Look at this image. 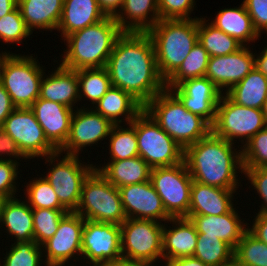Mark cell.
I'll return each instance as SVG.
<instances>
[{
	"mask_svg": "<svg viewBox=\"0 0 267 266\" xmlns=\"http://www.w3.org/2000/svg\"><path fill=\"white\" fill-rule=\"evenodd\" d=\"M84 223L85 219L75 212H68L61 219L55 234L41 245L46 266H65L71 263L69 260L81 257Z\"/></svg>",
	"mask_w": 267,
	"mask_h": 266,
	"instance_id": "5bb4252c",
	"label": "cell"
},
{
	"mask_svg": "<svg viewBox=\"0 0 267 266\" xmlns=\"http://www.w3.org/2000/svg\"><path fill=\"white\" fill-rule=\"evenodd\" d=\"M0 225L16 242L34 240L32 208L26 200L9 198L4 205Z\"/></svg>",
	"mask_w": 267,
	"mask_h": 266,
	"instance_id": "4dcf8cb0",
	"label": "cell"
},
{
	"mask_svg": "<svg viewBox=\"0 0 267 266\" xmlns=\"http://www.w3.org/2000/svg\"><path fill=\"white\" fill-rule=\"evenodd\" d=\"M220 266H243L241 263H239L235 258H233L231 261L222 264Z\"/></svg>",
	"mask_w": 267,
	"mask_h": 266,
	"instance_id": "680465c9",
	"label": "cell"
},
{
	"mask_svg": "<svg viewBox=\"0 0 267 266\" xmlns=\"http://www.w3.org/2000/svg\"><path fill=\"white\" fill-rule=\"evenodd\" d=\"M32 35L23 20L20 10L16 7L12 12L0 18V42L21 43Z\"/></svg>",
	"mask_w": 267,
	"mask_h": 266,
	"instance_id": "7bdbcfd3",
	"label": "cell"
},
{
	"mask_svg": "<svg viewBox=\"0 0 267 266\" xmlns=\"http://www.w3.org/2000/svg\"><path fill=\"white\" fill-rule=\"evenodd\" d=\"M105 68L112 86L130 93L143 106L166 90V81L160 75L154 45L147 33L123 32Z\"/></svg>",
	"mask_w": 267,
	"mask_h": 266,
	"instance_id": "6da1fadb",
	"label": "cell"
},
{
	"mask_svg": "<svg viewBox=\"0 0 267 266\" xmlns=\"http://www.w3.org/2000/svg\"><path fill=\"white\" fill-rule=\"evenodd\" d=\"M243 4L258 34H267V0H243Z\"/></svg>",
	"mask_w": 267,
	"mask_h": 266,
	"instance_id": "7dc6e473",
	"label": "cell"
},
{
	"mask_svg": "<svg viewBox=\"0 0 267 266\" xmlns=\"http://www.w3.org/2000/svg\"><path fill=\"white\" fill-rule=\"evenodd\" d=\"M234 146V147H233ZM212 131L184 149V162L192 180L228 190H238V173H243L241 147ZM234 148V149H233ZM237 150V151H236ZM238 171V172H237Z\"/></svg>",
	"mask_w": 267,
	"mask_h": 266,
	"instance_id": "7a4b0ae2",
	"label": "cell"
},
{
	"mask_svg": "<svg viewBox=\"0 0 267 266\" xmlns=\"http://www.w3.org/2000/svg\"><path fill=\"white\" fill-rule=\"evenodd\" d=\"M106 17L97 0H64L57 31L61 32L63 40L68 35L94 25Z\"/></svg>",
	"mask_w": 267,
	"mask_h": 266,
	"instance_id": "d4e9b609",
	"label": "cell"
},
{
	"mask_svg": "<svg viewBox=\"0 0 267 266\" xmlns=\"http://www.w3.org/2000/svg\"><path fill=\"white\" fill-rule=\"evenodd\" d=\"M169 222L173 224L172 227L164 223L162 230V251L165 265L171 260L192 257L198 236L196 227L189 218L171 217L167 223L169 224Z\"/></svg>",
	"mask_w": 267,
	"mask_h": 266,
	"instance_id": "44dd1931",
	"label": "cell"
},
{
	"mask_svg": "<svg viewBox=\"0 0 267 266\" xmlns=\"http://www.w3.org/2000/svg\"><path fill=\"white\" fill-rule=\"evenodd\" d=\"M54 71V72H53ZM49 76L44 75L40 83V98L74 107L80 100L77 71L68 69L59 64Z\"/></svg>",
	"mask_w": 267,
	"mask_h": 266,
	"instance_id": "cb8c5ba5",
	"label": "cell"
},
{
	"mask_svg": "<svg viewBox=\"0 0 267 266\" xmlns=\"http://www.w3.org/2000/svg\"><path fill=\"white\" fill-rule=\"evenodd\" d=\"M92 266H102L122 258L121 228L113 223L85 220L82 233L81 259ZM91 266V265H90Z\"/></svg>",
	"mask_w": 267,
	"mask_h": 266,
	"instance_id": "9a60e30c",
	"label": "cell"
},
{
	"mask_svg": "<svg viewBox=\"0 0 267 266\" xmlns=\"http://www.w3.org/2000/svg\"><path fill=\"white\" fill-rule=\"evenodd\" d=\"M114 19L123 32L147 33L160 20L158 0H124Z\"/></svg>",
	"mask_w": 267,
	"mask_h": 266,
	"instance_id": "484cf974",
	"label": "cell"
},
{
	"mask_svg": "<svg viewBox=\"0 0 267 266\" xmlns=\"http://www.w3.org/2000/svg\"><path fill=\"white\" fill-rule=\"evenodd\" d=\"M234 258L243 266H267V245L247 230L234 249Z\"/></svg>",
	"mask_w": 267,
	"mask_h": 266,
	"instance_id": "ab89813d",
	"label": "cell"
},
{
	"mask_svg": "<svg viewBox=\"0 0 267 266\" xmlns=\"http://www.w3.org/2000/svg\"><path fill=\"white\" fill-rule=\"evenodd\" d=\"M186 218L194 223L197 233H205V236H216L233 249L236 248L249 225L240 219L235 207L223 215H187Z\"/></svg>",
	"mask_w": 267,
	"mask_h": 266,
	"instance_id": "7402d4cb",
	"label": "cell"
},
{
	"mask_svg": "<svg viewBox=\"0 0 267 266\" xmlns=\"http://www.w3.org/2000/svg\"><path fill=\"white\" fill-rule=\"evenodd\" d=\"M210 22L217 29L235 38L243 46L259 40L260 35L255 30L243 2L239 7L221 9L217 12L215 19Z\"/></svg>",
	"mask_w": 267,
	"mask_h": 266,
	"instance_id": "f546056e",
	"label": "cell"
},
{
	"mask_svg": "<svg viewBox=\"0 0 267 266\" xmlns=\"http://www.w3.org/2000/svg\"><path fill=\"white\" fill-rule=\"evenodd\" d=\"M4 155H5V158H4ZM7 156H9V158ZM11 158H14V159H11ZM21 158L22 160L23 159L27 160V158L23 155V153L18 148V145L16 144V142L5 132V130L2 127H0V161L9 160V161L18 163L20 165L18 161Z\"/></svg>",
	"mask_w": 267,
	"mask_h": 266,
	"instance_id": "c3c4849f",
	"label": "cell"
},
{
	"mask_svg": "<svg viewBox=\"0 0 267 266\" xmlns=\"http://www.w3.org/2000/svg\"><path fill=\"white\" fill-rule=\"evenodd\" d=\"M144 110L183 149L212 131V126L204 118L186 110L181 101L167 89L151 99Z\"/></svg>",
	"mask_w": 267,
	"mask_h": 266,
	"instance_id": "5b68a950",
	"label": "cell"
},
{
	"mask_svg": "<svg viewBox=\"0 0 267 266\" xmlns=\"http://www.w3.org/2000/svg\"><path fill=\"white\" fill-rule=\"evenodd\" d=\"M78 86H79V102L82 97L91 101V107L106 94L112 87L108 71L103 68L80 69L77 70Z\"/></svg>",
	"mask_w": 267,
	"mask_h": 266,
	"instance_id": "836d02e7",
	"label": "cell"
},
{
	"mask_svg": "<svg viewBox=\"0 0 267 266\" xmlns=\"http://www.w3.org/2000/svg\"><path fill=\"white\" fill-rule=\"evenodd\" d=\"M2 128L29 160L36 157L42 159L58 152L46 138L44 130L29 107H16L5 119Z\"/></svg>",
	"mask_w": 267,
	"mask_h": 266,
	"instance_id": "4fadbf2b",
	"label": "cell"
},
{
	"mask_svg": "<svg viewBox=\"0 0 267 266\" xmlns=\"http://www.w3.org/2000/svg\"><path fill=\"white\" fill-rule=\"evenodd\" d=\"M16 107L13 105L10 95L0 83V127L3 126L5 119L13 112Z\"/></svg>",
	"mask_w": 267,
	"mask_h": 266,
	"instance_id": "f907efd6",
	"label": "cell"
},
{
	"mask_svg": "<svg viewBox=\"0 0 267 266\" xmlns=\"http://www.w3.org/2000/svg\"><path fill=\"white\" fill-rule=\"evenodd\" d=\"M243 170L245 178H248L251 187L257 191L259 197L263 200L258 213L267 214V167L243 168Z\"/></svg>",
	"mask_w": 267,
	"mask_h": 266,
	"instance_id": "bcb514c9",
	"label": "cell"
},
{
	"mask_svg": "<svg viewBox=\"0 0 267 266\" xmlns=\"http://www.w3.org/2000/svg\"><path fill=\"white\" fill-rule=\"evenodd\" d=\"M147 261L129 260L120 258L118 260L109 261L102 266H155L156 264Z\"/></svg>",
	"mask_w": 267,
	"mask_h": 266,
	"instance_id": "db71d44e",
	"label": "cell"
},
{
	"mask_svg": "<svg viewBox=\"0 0 267 266\" xmlns=\"http://www.w3.org/2000/svg\"><path fill=\"white\" fill-rule=\"evenodd\" d=\"M17 7V0H0V18L9 14Z\"/></svg>",
	"mask_w": 267,
	"mask_h": 266,
	"instance_id": "9f6ffc18",
	"label": "cell"
},
{
	"mask_svg": "<svg viewBox=\"0 0 267 266\" xmlns=\"http://www.w3.org/2000/svg\"><path fill=\"white\" fill-rule=\"evenodd\" d=\"M122 34L114 17L107 16L100 22L65 37L63 40L67 43V49L59 64L76 71L103 68Z\"/></svg>",
	"mask_w": 267,
	"mask_h": 266,
	"instance_id": "3957f363",
	"label": "cell"
},
{
	"mask_svg": "<svg viewBox=\"0 0 267 266\" xmlns=\"http://www.w3.org/2000/svg\"><path fill=\"white\" fill-rule=\"evenodd\" d=\"M29 108L44 130L48 141L59 151L69 137L75 109L40 97Z\"/></svg>",
	"mask_w": 267,
	"mask_h": 266,
	"instance_id": "ffe728a7",
	"label": "cell"
},
{
	"mask_svg": "<svg viewBox=\"0 0 267 266\" xmlns=\"http://www.w3.org/2000/svg\"><path fill=\"white\" fill-rule=\"evenodd\" d=\"M29 183V184H28ZM24 189L25 199L32 209L45 208L54 210H66L59 201L53 187L44 178H34L29 181Z\"/></svg>",
	"mask_w": 267,
	"mask_h": 266,
	"instance_id": "74e56055",
	"label": "cell"
},
{
	"mask_svg": "<svg viewBox=\"0 0 267 266\" xmlns=\"http://www.w3.org/2000/svg\"><path fill=\"white\" fill-rule=\"evenodd\" d=\"M92 108L114 125H122L125 121L129 124L144 110V106L130 93L113 86Z\"/></svg>",
	"mask_w": 267,
	"mask_h": 266,
	"instance_id": "4316f807",
	"label": "cell"
},
{
	"mask_svg": "<svg viewBox=\"0 0 267 266\" xmlns=\"http://www.w3.org/2000/svg\"><path fill=\"white\" fill-rule=\"evenodd\" d=\"M18 163L9 160L0 161V194L8 198L16 197V180L19 179Z\"/></svg>",
	"mask_w": 267,
	"mask_h": 266,
	"instance_id": "f6af8a7d",
	"label": "cell"
},
{
	"mask_svg": "<svg viewBox=\"0 0 267 266\" xmlns=\"http://www.w3.org/2000/svg\"><path fill=\"white\" fill-rule=\"evenodd\" d=\"M193 257L209 266H220L234 258V249L216 236L198 233Z\"/></svg>",
	"mask_w": 267,
	"mask_h": 266,
	"instance_id": "8d00e7d4",
	"label": "cell"
},
{
	"mask_svg": "<svg viewBox=\"0 0 267 266\" xmlns=\"http://www.w3.org/2000/svg\"><path fill=\"white\" fill-rule=\"evenodd\" d=\"M68 213L67 210L37 208L32 209L34 241L42 245L58 230L61 219Z\"/></svg>",
	"mask_w": 267,
	"mask_h": 266,
	"instance_id": "60d3db41",
	"label": "cell"
},
{
	"mask_svg": "<svg viewBox=\"0 0 267 266\" xmlns=\"http://www.w3.org/2000/svg\"><path fill=\"white\" fill-rule=\"evenodd\" d=\"M209 54L198 42L189 52L179 69L166 81V89L177 87L188 79L205 77Z\"/></svg>",
	"mask_w": 267,
	"mask_h": 266,
	"instance_id": "d590c367",
	"label": "cell"
},
{
	"mask_svg": "<svg viewBox=\"0 0 267 266\" xmlns=\"http://www.w3.org/2000/svg\"><path fill=\"white\" fill-rule=\"evenodd\" d=\"M170 91L186 110L201 116L211 126L214 124L216 108L223 93L207 77L188 79Z\"/></svg>",
	"mask_w": 267,
	"mask_h": 266,
	"instance_id": "e0dca14e",
	"label": "cell"
},
{
	"mask_svg": "<svg viewBox=\"0 0 267 266\" xmlns=\"http://www.w3.org/2000/svg\"><path fill=\"white\" fill-rule=\"evenodd\" d=\"M150 181L171 217L188 215L193 180L185 162L152 168Z\"/></svg>",
	"mask_w": 267,
	"mask_h": 266,
	"instance_id": "7c38bea8",
	"label": "cell"
},
{
	"mask_svg": "<svg viewBox=\"0 0 267 266\" xmlns=\"http://www.w3.org/2000/svg\"><path fill=\"white\" fill-rule=\"evenodd\" d=\"M198 18L160 19L148 32L155 50L157 66L167 81L198 43Z\"/></svg>",
	"mask_w": 267,
	"mask_h": 266,
	"instance_id": "277c9868",
	"label": "cell"
},
{
	"mask_svg": "<svg viewBox=\"0 0 267 266\" xmlns=\"http://www.w3.org/2000/svg\"><path fill=\"white\" fill-rule=\"evenodd\" d=\"M84 107L85 104L81 108L77 106L73 113L69 137L59 150L62 156L65 152L66 155H80L83 148L93 144L98 145L99 141L107 140L114 126L109 119L97 113L93 108Z\"/></svg>",
	"mask_w": 267,
	"mask_h": 266,
	"instance_id": "2e32d148",
	"label": "cell"
},
{
	"mask_svg": "<svg viewBox=\"0 0 267 266\" xmlns=\"http://www.w3.org/2000/svg\"><path fill=\"white\" fill-rule=\"evenodd\" d=\"M6 53H10V51H9V52H5V51H4V52H1V53H0V63H1V60H2V58L5 56Z\"/></svg>",
	"mask_w": 267,
	"mask_h": 266,
	"instance_id": "94428289",
	"label": "cell"
},
{
	"mask_svg": "<svg viewBox=\"0 0 267 266\" xmlns=\"http://www.w3.org/2000/svg\"><path fill=\"white\" fill-rule=\"evenodd\" d=\"M129 127H123L121 124H115L108 136L109 140V161L124 160L139 156L138 141L135 131V119L125 124Z\"/></svg>",
	"mask_w": 267,
	"mask_h": 266,
	"instance_id": "e575fe53",
	"label": "cell"
},
{
	"mask_svg": "<svg viewBox=\"0 0 267 266\" xmlns=\"http://www.w3.org/2000/svg\"><path fill=\"white\" fill-rule=\"evenodd\" d=\"M106 16L115 17L120 11L124 0H97Z\"/></svg>",
	"mask_w": 267,
	"mask_h": 266,
	"instance_id": "816d5d0a",
	"label": "cell"
},
{
	"mask_svg": "<svg viewBox=\"0 0 267 266\" xmlns=\"http://www.w3.org/2000/svg\"><path fill=\"white\" fill-rule=\"evenodd\" d=\"M95 169L117 188L149 181L152 170L140 156L108 161L102 167L101 164L100 167L95 165Z\"/></svg>",
	"mask_w": 267,
	"mask_h": 266,
	"instance_id": "f1b7e54d",
	"label": "cell"
},
{
	"mask_svg": "<svg viewBox=\"0 0 267 266\" xmlns=\"http://www.w3.org/2000/svg\"><path fill=\"white\" fill-rule=\"evenodd\" d=\"M127 218L154 220L167 223L171 216L166 212L162 199L151 181L118 188Z\"/></svg>",
	"mask_w": 267,
	"mask_h": 266,
	"instance_id": "ac0fdd59",
	"label": "cell"
},
{
	"mask_svg": "<svg viewBox=\"0 0 267 266\" xmlns=\"http://www.w3.org/2000/svg\"><path fill=\"white\" fill-rule=\"evenodd\" d=\"M75 213L85 220L121 225L126 219L120 193L98 170L85 179Z\"/></svg>",
	"mask_w": 267,
	"mask_h": 266,
	"instance_id": "52a82bcc",
	"label": "cell"
},
{
	"mask_svg": "<svg viewBox=\"0 0 267 266\" xmlns=\"http://www.w3.org/2000/svg\"><path fill=\"white\" fill-rule=\"evenodd\" d=\"M205 18H198V42L210 57L229 55L237 52L243 45L235 38L217 29ZM208 22V23H207Z\"/></svg>",
	"mask_w": 267,
	"mask_h": 266,
	"instance_id": "d6a6232c",
	"label": "cell"
},
{
	"mask_svg": "<svg viewBox=\"0 0 267 266\" xmlns=\"http://www.w3.org/2000/svg\"><path fill=\"white\" fill-rule=\"evenodd\" d=\"M8 199H9L8 197L4 196L3 194H0V220H1L4 205Z\"/></svg>",
	"mask_w": 267,
	"mask_h": 266,
	"instance_id": "6f0895ef",
	"label": "cell"
},
{
	"mask_svg": "<svg viewBox=\"0 0 267 266\" xmlns=\"http://www.w3.org/2000/svg\"><path fill=\"white\" fill-rule=\"evenodd\" d=\"M255 215L252 227L248 226V231L267 245V214L256 213Z\"/></svg>",
	"mask_w": 267,
	"mask_h": 266,
	"instance_id": "681fc988",
	"label": "cell"
},
{
	"mask_svg": "<svg viewBox=\"0 0 267 266\" xmlns=\"http://www.w3.org/2000/svg\"><path fill=\"white\" fill-rule=\"evenodd\" d=\"M64 0H17V7L27 28L33 33L37 28L57 30Z\"/></svg>",
	"mask_w": 267,
	"mask_h": 266,
	"instance_id": "83f0119b",
	"label": "cell"
},
{
	"mask_svg": "<svg viewBox=\"0 0 267 266\" xmlns=\"http://www.w3.org/2000/svg\"><path fill=\"white\" fill-rule=\"evenodd\" d=\"M250 49L249 46H243L235 53L210 57L205 77L222 93L227 92L255 68V56Z\"/></svg>",
	"mask_w": 267,
	"mask_h": 266,
	"instance_id": "d6986e66",
	"label": "cell"
},
{
	"mask_svg": "<svg viewBox=\"0 0 267 266\" xmlns=\"http://www.w3.org/2000/svg\"><path fill=\"white\" fill-rule=\"evenodd\" d=\"M9 249L3 258L2 265L0 261V266H42V263L45 264L42 247L34 240L22 242L14 240Z\"/></svg>",
	"mask_w": 267,
	"mask_h": 266,
	"instance_id": "f35d334b",
	"label": "cell"
},
{
	"mask_svg": "<svg viewBox=\"0 0 267 266\" xmlns=\"http://www.w3.org/2000/svg\"><path fill=\"white\" fill-rule=\"evenodd\" d=\"M139 156L151 167L184 162V149L143 110L135 118Z\"/></svg>",
	"mask_w": 267,
	"mask_h": 266,
	"instance_id": "9c48e42d",
	"label": "cell"
},
{
	"mask_svg": "<svg viewBox=\"0 0 267 266\" xmlns=\"http://www.w3.org/2000/svg\"><path fill=\"white\" fill-rule=\"evenodd\" d=\"M60 155L62 154L58 151L44 157L45 165L48 162L51 166L50 169L48 168L47 175L42 174V176L53 187L60 204L68 212H75L80 202L83 183L95 169V165L92 163L85 164V162L79 160V155L64 154L63 157Z\"/></svg>",
	"mask_w": 267,
	"mask_h": 266,
	"instance_id": "ba28073f",
	"label": "cell"
},
{
	"mask_svg": "<svg viewBox=\"0 0 267 266\" xmlns=\"http://www.w3.org/2000/svg\"><path fill=\"white\" fill-rule=\"evenodd\" d=\"M32 55L6 53L0 63V83L15 107H30L40 96L45 70Z\"/></svg>",
	"mask_w": 267,
	"mask_h": 266,
	"instance_id": "8992f818",
	"label": "cell"
},
{
	"mask_svg": "<svg viewBox=\"0 0 267 266\" xmlns=\"http://www.w3.org/2000/svg\"><path fill=\"white\" fill-rule=\"evenodd\" d=\"M163 227L154 220L127 218L120 225L122 258L161 263Z\"/></svg>",
	"mask_w": 267,
	"mask_h": 266,
	"instance_id": "8fae6325",
	"label": "cell"
},
{
	"mask_svg": "<svg viewBox=\"0 0 267 266\" xmlns=\"http://www.w3.org/2000/svg\"><path fill=\"white\" fill-rule=\"evenodd\" d=\"M236 191L193 181L188 215L218 216L226 214L234 207L233 194Z\"/></svg>",
	"mask_w": 267,
	"mask_h": 266,
	"instance_id": "603a6c76",
	"label": "cell"
},
{
	"mask_svg": "<svg viewBox=\"0 0 267 266\" xmlns=\"http://www.w3.org/2000/svg\"><path fill=\"white\" fill-rule=\"evenodd\" d=\"M240 147L243 168L267 167V126Z\"/></svg>",
	"mask_w": 267,
	"mask_h": 266,
	"instance_id": "b9f144b4",
	"label": "cell"
},
{
	"mask_svg": "<svg viewBox=\"0 0 267 266\" xmlns=\"http://www.w3.org/2000/svg\"><path fill=\"white\" fill-rule=\"evenodd\" d=\"M195 0H158L160 19H194L190 17Z\"/></svg>",
	"mask_w": 267,
	"mask_h": 266,
	"instance_id": "ee69618b",
	"label": "cell"
},
{
	"mask_svg": "<svg viewBox=\"0 0 267 266\" xmlns=\"http://www.w3.org/2000/svg\"><path fill=\"white\" fill-rule=\"evenodd\" d=\"M225 94L238 105L262 109L267 98V77L254 68Z\"/></svg>",
	"mask_w": 267,
	"mask_h": 266,
	"instance_id": "1f68e13d",
	"label": "cell"
},
{
	"mask_svg": "<svg viewBox=\"0 0 267 266\" xmlns=\"http://www.w3.org/2000/svg\"><path fill=\"white\" fill-rule=\"evenodd\" d=\"M255 69L261 72L264 76L267 77V46L260 52V54H255Z\"/></svg>",
	"mask_w": 267,
	"mask_h": 266,
	"instance_id": "11a10c76",
	"label": "cell"
},
{
	"mask_svg": "<svg viewBox=\"0 0 267 266\" xmlns=\"http://www.w3.org/2000/svg\"><path fill=\"white\" fill-rule=\"evenodd\" d=\"M165 266H209L195 257H183L169 261Z\"/></svg>",
	"mask_w": 267,
	"mask_h": 266,
	"instance_id": "f5cc1de1",
	"label": "cell"
},
{
	"mask_svg": "<svg viewBox=\"0 0 267 266\" xmlns=\"http://www.w3.org/2000/svg\"><path fill=\"white\" fill-rule=\"evenodd\" d=\"M261 110L264 115L265 122L267 124V98L265 99Z\"/></svg>",
	"mask_w": 267,
	"mask_h": 266,
	"instance_id": "91938a15",
	"label": "cell"
},
{
	"mask_svg": "<svg viewBox=\"0 0 267 266\" xmlns=\"http://www.w3.org/2000/svg\"><path fill=\"white\" fill-rule=\"evenodd\" d=\"M267 124L261 109L248 108L233 102L225 93L216 108V119L212 132L225 140L244 146L246 142ZM245 141V142H244Z\"/></svg>",
	"mask_w": 267,
	"mask_h": 266,
	"instance_id": "30bf717a",
	"label": "cell"
}]
</instances>
